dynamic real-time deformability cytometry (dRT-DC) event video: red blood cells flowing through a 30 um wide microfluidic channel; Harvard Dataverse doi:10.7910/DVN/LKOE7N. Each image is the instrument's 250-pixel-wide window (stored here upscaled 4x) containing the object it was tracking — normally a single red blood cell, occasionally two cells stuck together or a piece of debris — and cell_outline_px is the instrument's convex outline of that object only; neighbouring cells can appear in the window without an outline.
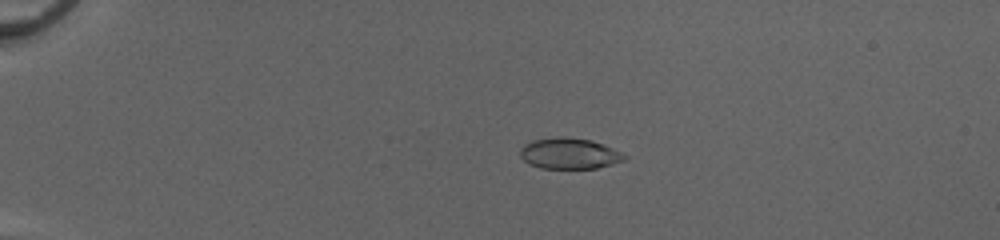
{"species": "common noctule bat (a hibernating species)", "species_latin": "Nyctalus noctula", "temperature_condition": "cold", "stored_images_in_passage": 40, "camera_frame_rate_fps": 3000, "um_per_image_px": 0.085, "animal": {"sex": "female", "body_mass_g": 20.0, "forearm_length_mm": 54.0}, "frame": {"image": 1, "passage_image": 1, "time_ms": 0.0, "image_size_px": [1000, 240], "cell_outline_px": [[628, 156], [624, 160], [612, 164], [596, 168], [540, 168], [528, 164], [520, 156], [520, 148], [524, 144], [532, 140], [560, 136], [592, 140], [612, 148]], "centroid_in_image_um": [48.36, 13.04], "position_along_channel_um": 36.6, "area_um2": 18.79}}
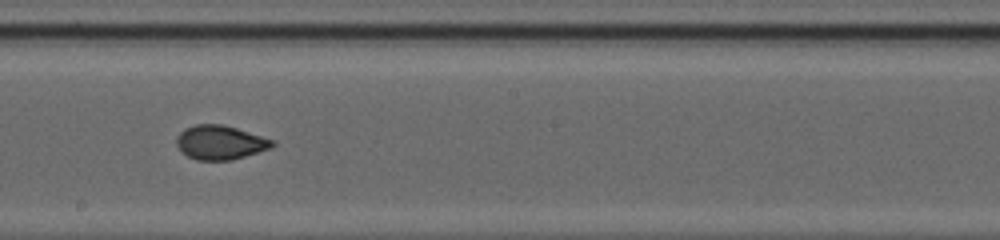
{"frame": {"image": 2, "passage_image": 20, "time_ms": 6.333, "image_size_px": [1000, 240], "cell_outline_px": [[276, 144], [268, 148], [232, 160], [196, 160], [180, 152], [176, 144], [176, 136], [184, 128], [196, 124], [224, 124], [276, 140]], "centroid_in_image_um": [18.68, 12.09], "position_along_channel_um": 229.5, "area_um2": 19.19}}
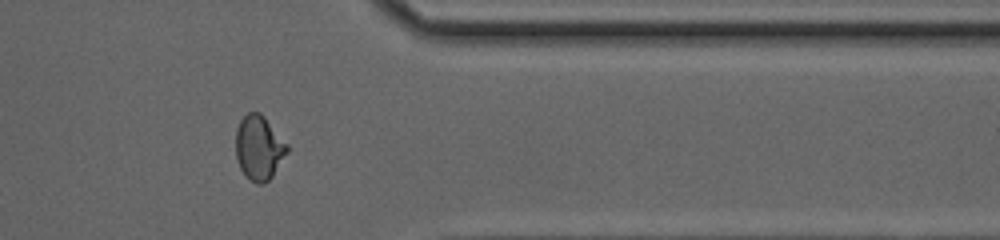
{"frame": {"image": 3, "passage_image": 32, "time_ms": 10.333, "image_size_px": [1000, 240], "cell_outline_px": [[288, 152], [272, 176], [264, 184], [256, 184], [248, 180], [240, 168], [236, 156], [236, 128], [240, 120], [248, 112], [260, 112], [264, 116], [288, 144]], "centroid_in_image_um": [22.01, 12.56], "position_along_channel_um": 389.4, "area_um2": 19.42}, "authors_computed_cell_mechanics": {"area_um2": 19.1029, "velocity_mm_per_s": 4.1653, "shape_relaxation_time_tau1_ms": null, "shape_relaxation_time_tau2_ms": 0.7045, "deformation_change_tau1": null, "deformation_change_tau2": 0.0459}}